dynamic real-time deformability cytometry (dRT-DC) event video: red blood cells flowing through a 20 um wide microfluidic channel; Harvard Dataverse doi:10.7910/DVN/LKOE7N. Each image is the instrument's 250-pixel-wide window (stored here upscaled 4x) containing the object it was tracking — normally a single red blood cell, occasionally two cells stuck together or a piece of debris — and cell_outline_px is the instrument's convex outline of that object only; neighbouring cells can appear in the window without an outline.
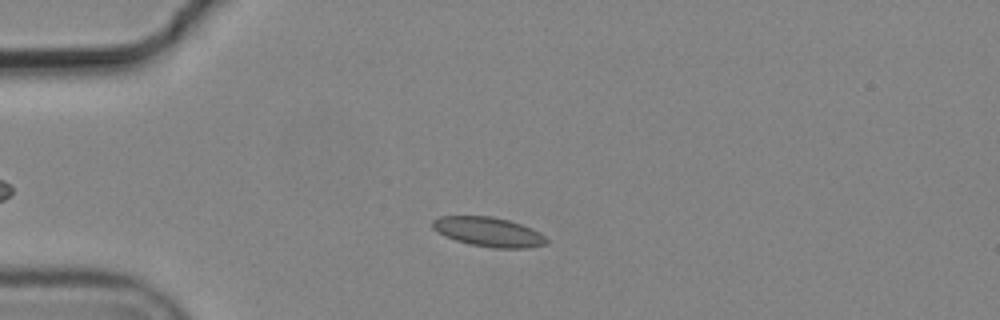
{"species": "common noctule bat (a hibernating species)", "species_latin": "Nyctalus noctula", "temperature_condition": "cold", "stored_images_in_passage": 3, "camera_frame_rate_fps": 3000, "um_per_image_px": 0.085, "animal": {"sex": "male", "body_mass_g": 19.2, "forearm_length_mm": 51.8}, "frame": {"image": 1, "passage_image": 3, "time_ms": 0.667, "image_size_px": [1000, 320], "cell_outline_px": [[548, 244], [524, 248], [496, 248], [472, 244], [456, 240], [436, 232], [432, 228], [432, 220], [440, 216], [492, 216], [508, 220], [532, 228], [540, 232], [548, 240]], "centroid_in_image_um": [41.52, 19.7], "position_along_channel_um": 43.5, "area_um2": 19.48}}